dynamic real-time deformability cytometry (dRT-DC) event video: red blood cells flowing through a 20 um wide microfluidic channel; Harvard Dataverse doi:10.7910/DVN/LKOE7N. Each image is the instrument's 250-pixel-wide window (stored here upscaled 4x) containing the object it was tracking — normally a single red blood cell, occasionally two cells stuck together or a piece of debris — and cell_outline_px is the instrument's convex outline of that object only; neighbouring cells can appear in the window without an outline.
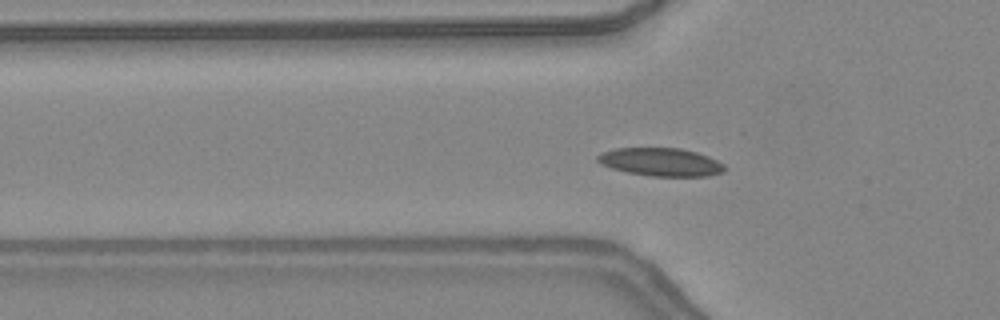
{"species": "common noctule bat (a hibernating species)", "species_latin": "Nyctalus noctula", "temperature_condition": "warm", "stored_images_in_passage": 39, "camera_frame_rate_fps": 3000, "um_per_image_px": 0.085, "animal": {"sex": "female", "body_mass_g": 24.6, "forearm_length_mm": 56.2}, "frame": {"image": 1, "passage_image": 8, "time_ms": 2.333, "image_size_px": [1000, 320], "cell_outline_px": [[728, 168], [724, 172], [708, 176], [652, 176], [628, 172], [612, 168], [600, 164], [596, 160], [596, 156], [604, 152], [616, 148], [680, 148], [696, 152], [708, 156], [724, 164]], "centroid_in_image_um": [56.2, 13.77], "position_along_channel_um": 69.6, "area_um2": 20.81}}
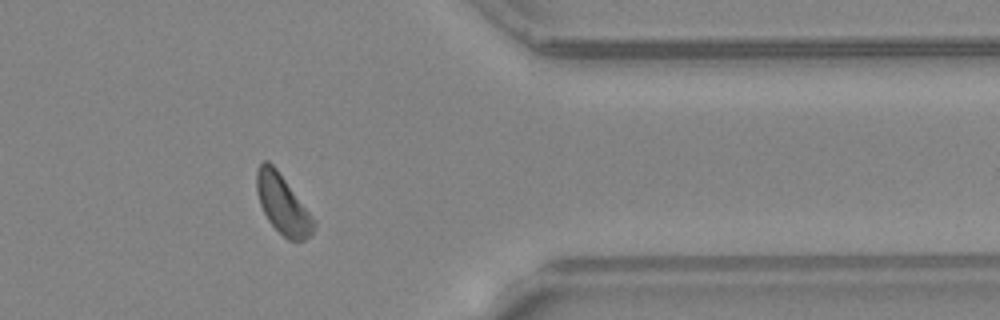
{"frame": {"image": 2, "passage_image": 31, "time_ms": 10.0, "image_size_px": [1000, 320], "cell_outline_px": [[316, 228], [304, 240], [288, 240], [268, 220], [260, 204], [256, 192], [256, 168], [264, 160], [268, 160], [276, 168], [316, 220]], "centroid_in_image_um": [24.02, 17.34], "position_along_channel_um": 387.4, "area_um2": 19.59}}
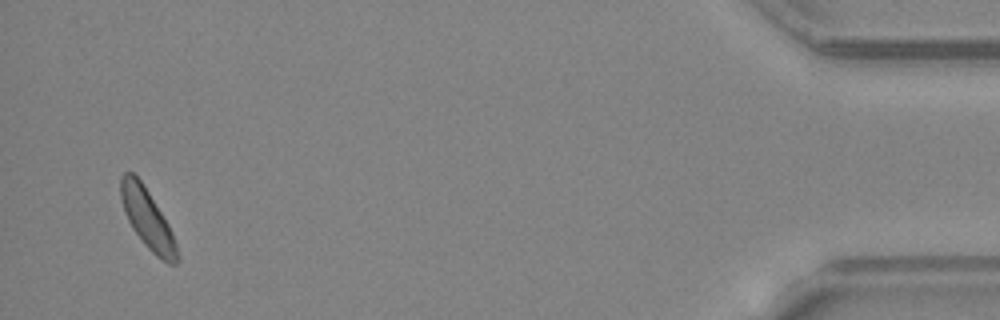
{"frame": {"image": 3, "passage_image": 38, "time_ms": 12.333, "image_size_px": [1000, 320], "cell_outline_px": [[180, 260], [176, 264], [168, 264], [160, 260], [144, 244], [132, 228], [124, 212], [120, 196], [120, 176], [124, 172], [132, 172], [140, 180], [148, 192], [168, 224], [172, 232], [180, 256]], "centroid_in_image_um": [12.53, 18.64], "position_along_channel_um": 422.7, "area_um2": 19.54}, "authors_computed_cell_mechanics": {"area_um2": 19.652, "velocity_mm_per_s": 4.3497, "shape_relaxation_time_tau1_ms": 2.9116, "shape_relaxation_time_tau2_ms": null, "deformation_change_tau1": 0.0778, "deformation_change_tau2": null}}